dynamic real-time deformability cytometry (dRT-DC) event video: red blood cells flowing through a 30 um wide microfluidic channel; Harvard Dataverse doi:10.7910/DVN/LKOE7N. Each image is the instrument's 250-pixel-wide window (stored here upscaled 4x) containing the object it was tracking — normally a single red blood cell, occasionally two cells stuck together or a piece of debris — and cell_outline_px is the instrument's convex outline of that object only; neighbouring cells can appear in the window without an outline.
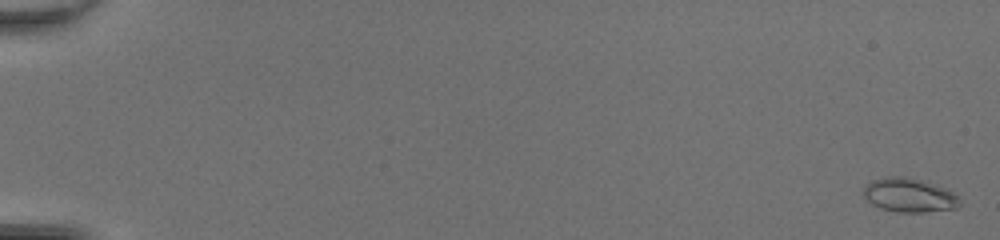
{"species": "common noctule bat (a hibernating species)", "species_latin": "Nyctalus noctula", "temperature_condition": "room temperature", "stored_images_in_passage": 51, "camera_frame_rate_fps": 3000, "um_per_image_px": 0.085, "animal": {"sex": "female", "body_mass_g": 20.0, "forearm_length_mm": 54.0}, "frame": {"image": 1, "passage_image": 2, "time_ms": 0.333, "image_size_px": [1000, 240], "cell_outline_px": [[960, 204], [956, 208], [924, 212], [896, 212], [880, 208], [872, 204], [860, 192], [872, 180], [884, 176], [904, 176], [924, 180], [944, 188], [952, 192], [960, 200]], "centroid_in_image_um": [77.24, 16.58], "position_along_channel_um": 7.8, "area_um2": 19.13}}
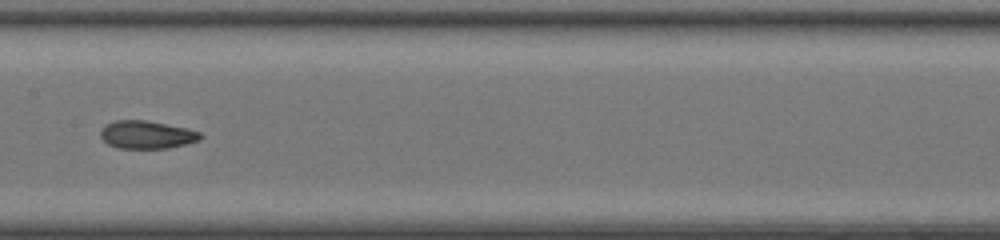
{"frame": {"image": 2, "passage_image": 29, "time_ms": 9.333, "image_size_px": [1000, 240], "cell_outline_px": [[204, 136], [200, 140], [168, 148], [120, 148], [108, 144], [100, 136], [100, 128], [104, 124], [116, 120], [148, 120], [188, 128], [200, 132]], "centroid_in_image_um": [12.47, 11.43], "position_along_channel_um": 194.9, "area_um2": 16.42}}
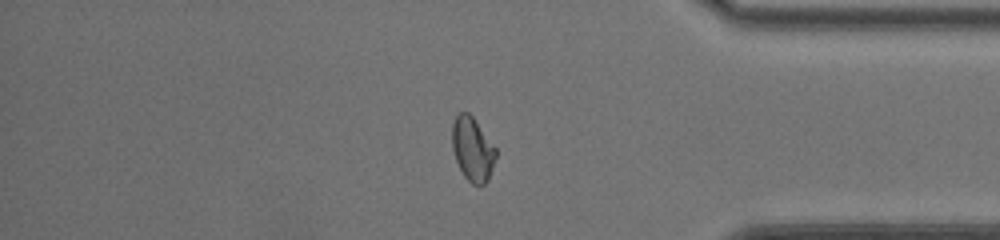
{"frame": {"image": 3, "passage_image": 44, "time_ms": 14.333, "image_size_px": [1000, 240], "cell_outline_px": [[496, 156], [488, 180], [484, 184], [472, 184], [464, 176], [456, 160], [452, 148], [452, 124], [456, 116], [460, 112], [468, 112], [472, 116], [496, 148]], "centroid_in_image_um": [40.16, 12.67], "position_along_channel_um": 395.0, "area_um2": 16.07}, "authors_computed_cell_mechanics": {"area_um2": 16.5886, "velocity_mm_per_s": 4.328, "shape_relaxation_time_tau1_ms": null, "shape_relaxation_time_tau2_ms": 1.1611, "deformation_change_tau1": null, "deformation_change_tau2": 0.0612}}